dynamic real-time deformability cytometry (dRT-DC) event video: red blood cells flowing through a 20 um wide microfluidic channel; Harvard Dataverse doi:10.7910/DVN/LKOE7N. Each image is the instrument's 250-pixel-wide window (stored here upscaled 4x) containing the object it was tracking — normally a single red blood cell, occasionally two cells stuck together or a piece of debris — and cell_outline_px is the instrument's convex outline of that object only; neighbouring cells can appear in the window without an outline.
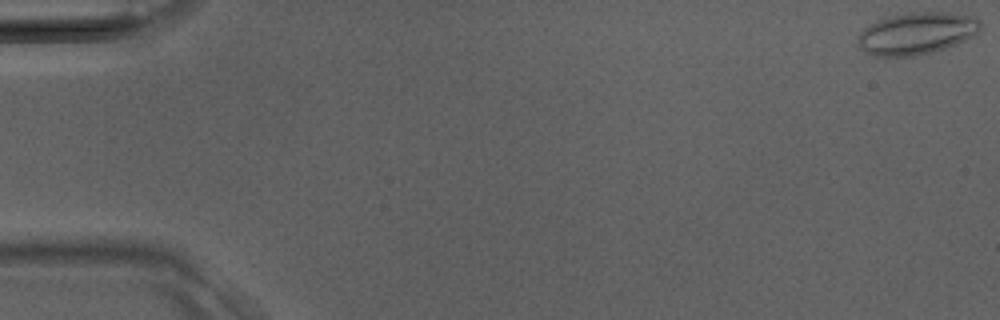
{"species": "Egyptian fruit bat (a non-hibernating species)", "species_latin": "Rousettus aegyptiacus", "temperature_condition": "room temperature", "stored_images_in_passage": 39, "camera_frame_rate_fps": 3000, "um_per_image_px": 0.085, "animal": {"sex": "male"}, "frame": {"image": 1, "passage_image": 1, "time_ms": 0.0, "image_size_px": [1000, 320], "cell_outline_px": [[980, 32], [956, 44], [932, 52], [912, 56], [872, 56], [864, 52], [860, 48], [856, 40], [860, 32], [864, 28], [880, 20], [892, 16], [908, 12], [948, 12], [976, 16], [980, 20]], "centroid_in_image_um": [77.93, 2.84], "position_along_channel_um": 7.1, "area_um2": 30.06}}
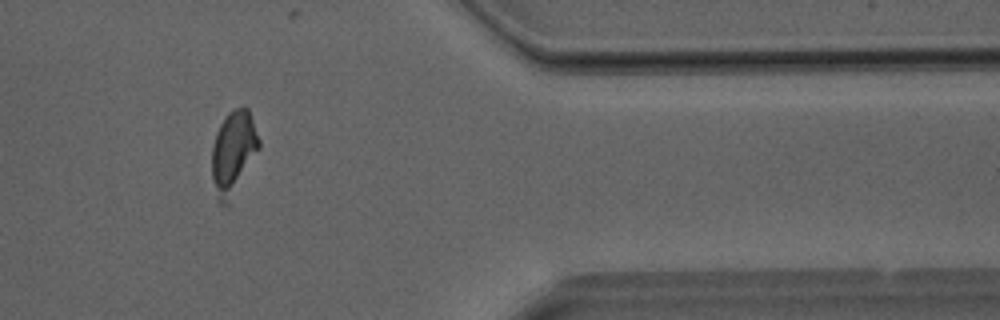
{"frame": {"image": 2, "passage_image": 33, "time_ms": 10.667, "image_size_px": [1000, 320], "cell_outline_px": [[260, 148], [228, 204], [220, 204], [216, 196], [212, 176], [212, 144], [216, 132], [220, 124], [228, 112], [236, 108], [248, 108], [260, 140]], "centroid_in_image_um": [19.83, 12.95], "position_along_channel_um": 391.6, "area_um2": 22.66}}
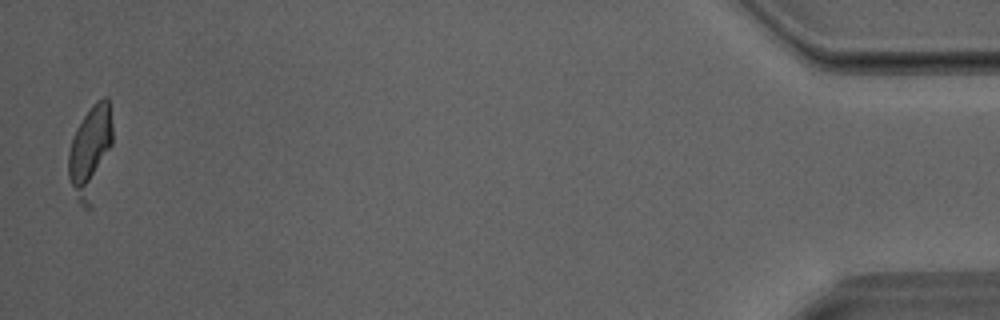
{"frame": {"image": 3, "passage_image": 39, "time_ms": 12.667, "image_size_px": [1000, 320], "cell_outline_px": [[112, 144], [88, 208], [84, 208], [80, 204], [68, 176], [68, 152], [76, 128], [92, 104], [96, 100], [104, 96], [108, 96], [112, 124]], "centroid_in_image_um": [7.67, 12.76], "position_along_channel_um": 427.5, "area_um2": 22.89}}